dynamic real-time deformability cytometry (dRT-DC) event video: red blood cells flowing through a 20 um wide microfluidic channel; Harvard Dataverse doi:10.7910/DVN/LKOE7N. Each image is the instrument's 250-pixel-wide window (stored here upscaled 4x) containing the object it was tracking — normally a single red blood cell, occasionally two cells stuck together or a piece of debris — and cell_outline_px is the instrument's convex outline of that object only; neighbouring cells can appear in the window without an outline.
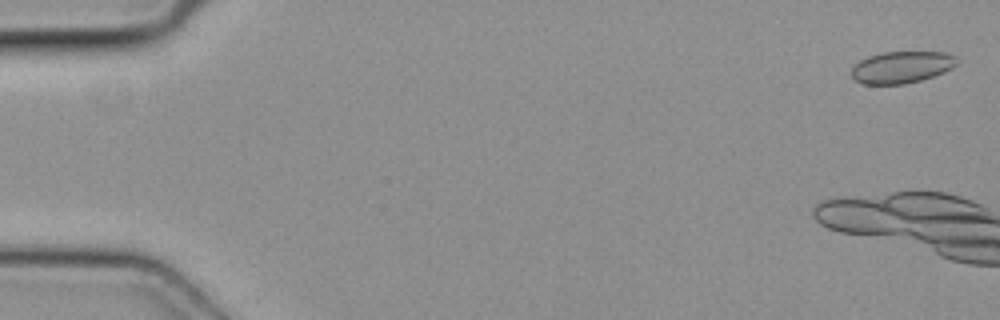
{"species": "common noctule bat (a hibernating species)", "species_latin": "Nyctalus noctula", "temperature_condition": "cold", "stored_images_in_passage": 6, "camera_frame_rate_fps": 3000, "um_per_image_px": 0.085, "animal": {"sex": "female", "body_mass_g": 19.3, "forearm_length_mm": 54.1}, "frame": {"image": 1, "passage_image": 1, "time_ms": 0.0, "image_size_px": [1000, 320], "cell_outline_px": [[956, 64], [952, 68], [944, 72], [920, 80], [904, 84], [864, 84], [856, 80], [852, 76], [852, 68], [860, 60], [868, 56], [880, 52], [944, 52], [956, 56]], "centroid_in_image_um": [76.63, 5.7], "position_along_channel_um": 8.4, "area_um2": 19.42}}